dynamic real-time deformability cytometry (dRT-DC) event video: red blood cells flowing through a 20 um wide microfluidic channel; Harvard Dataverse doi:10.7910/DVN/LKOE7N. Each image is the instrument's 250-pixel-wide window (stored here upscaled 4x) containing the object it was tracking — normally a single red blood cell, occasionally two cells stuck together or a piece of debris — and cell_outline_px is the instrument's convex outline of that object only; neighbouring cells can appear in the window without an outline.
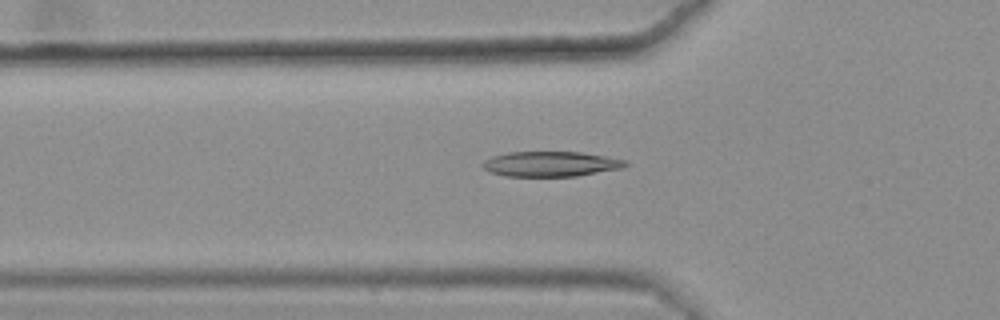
{"species": "common noctule bat (a hibernating species)", "species_latin": "Nyctalus noctula", "temperature_condition": "warm", "stored_images_in_passage": 49, "camera_frame_rate_fps": 3000, "um_per_image_px": 0.085, "animal": {"sex": "female", "body_mass_g": 25.1}, "frame": {"image": 1, "passage_image": 19, "time_ms": 6.0, "image_size_px": [1000, 320], "cell_outline_px": [[628, 164], [624, 168], [576, 176], [504, 176], [492, 172], [484, 168], [480, 164], [484, 160], [492, 156], [508, 152], [580, 152], [604, 156], [624, 160]], "centroid_in_image_um": [46.79, 13.94], "position_along_channel_um": 79.0, "area_um2": 20.81}}
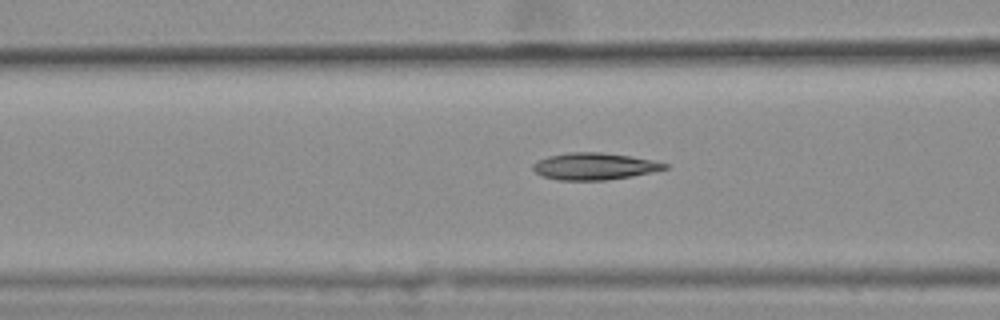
{"frame": {"image": 2, "passage_image": 22, "time_ms": 7.0, "image_size_px": [1000, 320], "cell_outline_px": [[668, 168], [652, 172], [632, 176], [604, 180], [560, 180], [544, 176], [536, 172], [532, 168], [532, 164], [548, 156], [568, 152], [600, 152], [628, 156], [652, 160], [668, 164]], "centroid_in_image_um": [50.52, 14.13], "position_along_channel_um": 116.1, "area_um2": 20.4}}
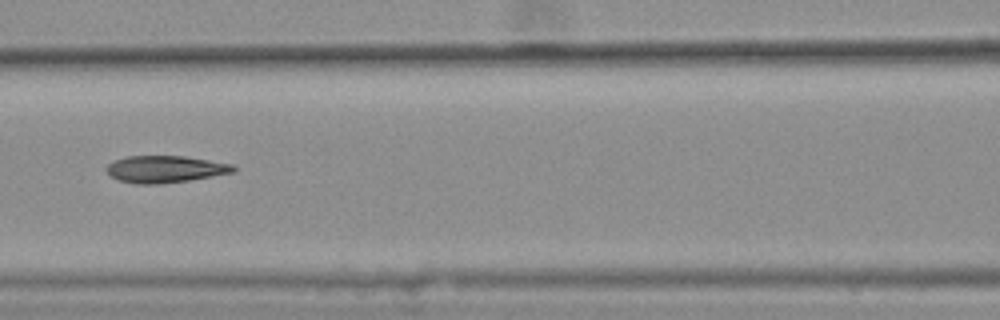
{"frame": {"image": 3, "passage_image": 25, "time_ms": 8.0, "image_size_px": [1000, 320], "cell_outline_px": [[236, 172], [188, 180], [156, 184], [136, 184], [120, 180], [112, 176], [104, 168], [112, 160], [128, 156], [184, 156], [232, 164], [236, 168]], "centroid_in_image_um": [14.02, 14.37], "position_along_channel_um": 152.6, "area_um2": 19.83}, "authors_computed_cell_mechanics": {"area_um2": 20.2878, "velocity_mm_per_s": 3.6487, "shape_relaxation_time_tau1_ms": null, "shape_relaxation_time_tau2_ms": 3.6854, "deformation_change_tau1": null, "deformation_change_tau2": 0.1349}}